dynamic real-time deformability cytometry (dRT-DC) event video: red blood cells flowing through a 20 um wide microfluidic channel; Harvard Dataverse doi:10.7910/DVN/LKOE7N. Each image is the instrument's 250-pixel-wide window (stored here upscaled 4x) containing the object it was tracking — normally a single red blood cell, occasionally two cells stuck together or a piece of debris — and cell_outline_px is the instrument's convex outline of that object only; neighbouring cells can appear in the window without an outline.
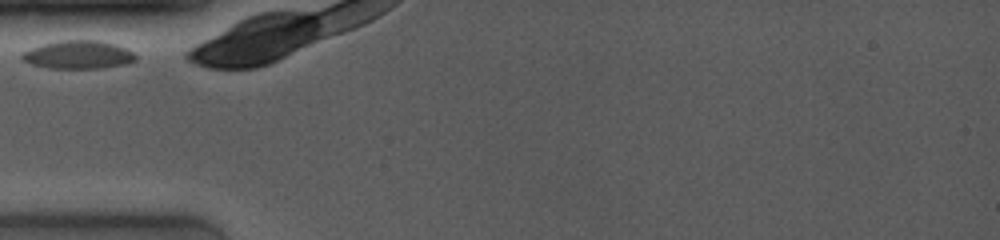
{"species": "common noctule bat (a hibernating species)", "species_latin": "Nyctalus noctula", "temperature_condition": "room temperature", "stored_images_in_passage": 9, "camera_frame_rate_fps": 4000, "um_per_image_px": 0.085, "animal": {"sex": "female", "body_mass_g": 19.0, "forearm_length_mm": 53.3}, "frame": {"image": 1, "passage_image": 1, "time_ms": 0.0, "image_size_px": [1000, 240], "cell_outline_px": [[136, 60], [124, 64], [100, 68], [48, 68], [32, 64], [24, 60], [20, 56], [20, 52], [44, 44], [60, 40], [100, 40], [116, 44], [132, 52], [136, 56]], "centroid_in_image_um": [6.64, 4.64], "position_along_channel_um": 78.4, "area_um2": 18.55}}